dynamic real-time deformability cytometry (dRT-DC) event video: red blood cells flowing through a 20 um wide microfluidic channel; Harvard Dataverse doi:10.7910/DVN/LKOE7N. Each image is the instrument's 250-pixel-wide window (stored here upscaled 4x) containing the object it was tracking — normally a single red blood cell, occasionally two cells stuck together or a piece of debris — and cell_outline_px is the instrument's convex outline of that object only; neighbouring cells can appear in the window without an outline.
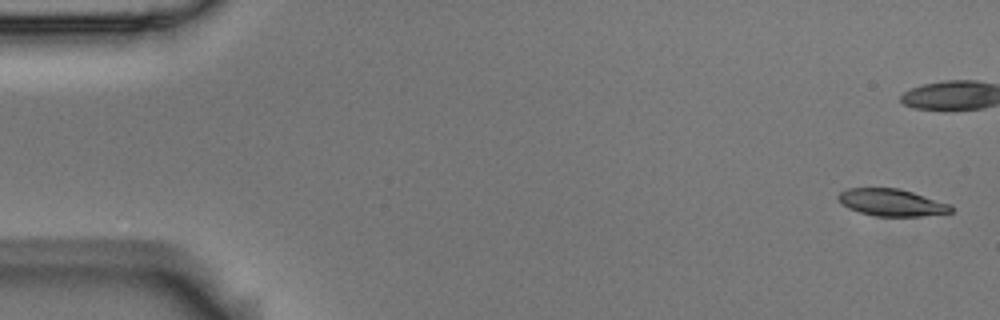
{"species": "Egyptian fruit bat (a non-hibernating species)", "species_latin": "Rousettus aegyptiacus", "temperature_condition": "room temperature", "stored_images_in_passage": 15, "camera_frame_rate_fps": 3000, "um_per_image_px": 0.085, "animal": {"sex": "male"}, "frame": {"image": 1, "passage_image": 1, "time_ms": 0.0, "image_size_px": [1000, 320], "cell_outline_px": [[952, 212], [920, 216], [876, 216], [860, 212], [848, 208], [836, 196], [840, 192], [848, 188], [900, 188], [952, 204]], "centroid_in_image_um": [75.82, 17.2], "position_along_channel_um": 9.2, "area_um2": 17.74}}